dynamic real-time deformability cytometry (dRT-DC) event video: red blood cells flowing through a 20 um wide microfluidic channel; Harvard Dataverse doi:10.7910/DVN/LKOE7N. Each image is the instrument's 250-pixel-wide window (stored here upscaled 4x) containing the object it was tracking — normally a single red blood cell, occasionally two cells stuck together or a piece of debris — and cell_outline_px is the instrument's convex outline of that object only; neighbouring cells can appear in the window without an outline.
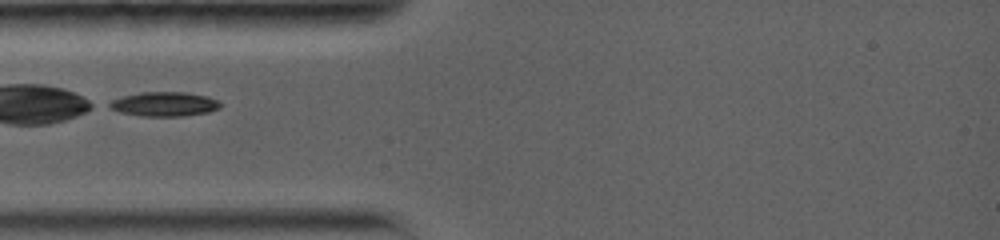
{"species": "common noctule bat (a hibernating species)", "species_latin": "Nyctalus noctula", "temperature_condition": "warm", "stored_images_in_passage": 13, "camera_frame_rate_fps": 5000, "um_per_image_px": 0.085, "animal": {"sex": "female", "body_mass_g": 19.0, "forearm_length_mm": 56.7}, "frame": {"image": 1, "passage_image": 1, "time_ms": 0.0, "image_size_px": [1000, 240], "cell_outline_px": [[224, 104], [220, 108], [208, 112], [184, 116], [140, 116], [120, 112], [108, 108], [104, 104], [112, 100], [124, 96], [140, 92], [184, 92], [208, 96]], "centroid_in_image_um": [13.95, 8.85], "position_along_channel_um": 71.1, "area_um2": 15.95}}